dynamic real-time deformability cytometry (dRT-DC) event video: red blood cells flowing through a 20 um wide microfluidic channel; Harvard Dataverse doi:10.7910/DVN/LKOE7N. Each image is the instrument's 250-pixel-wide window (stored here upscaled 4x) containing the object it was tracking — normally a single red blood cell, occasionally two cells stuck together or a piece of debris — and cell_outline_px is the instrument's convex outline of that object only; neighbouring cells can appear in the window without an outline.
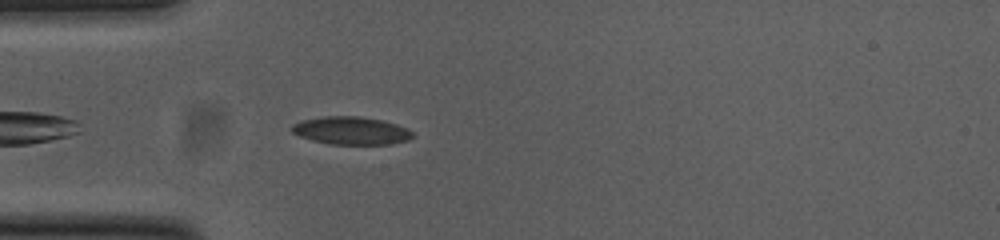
{"species": "common noctule bat (a hibernating species)", "species_latin": "Nyctalus noctula", "temperature_condition": "cold", "stored_images_in_passage": 42, "camera_frame_rate_fps": 3000, "um_per_image_px": 0.085, "animal": {"sex": "female", "body_mass_g": 23.0, "forearm_length_mm": 53.4}, "frame": {"image": 1, "passage_image": 3, "time_ms": 0.667, "image_size_px": [1000, 240], "cell_outline_px": [[416, 136], [408, 140], [392, 144], [332, 144], [312, 140], [300, 136], [292, 132], [292, 124], [300, 120], [324, 116], [360, 116], [380, 120], [396, 124], [408, 128]], "centroid_in_image_um": [29.87, 11.1], "position_along_channel_um": 55.1, "area_um2": 19.65}}
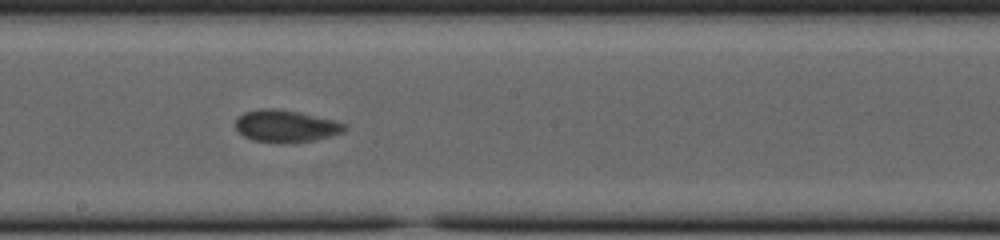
{"frame": {"image": 2, "passage_image": 17, "time_ms": 5.333, "image_size_px": [1000, 240], "cell_outline_px": [[348, 128], [344, 132], [332, 136], [312, 140], [252, 140], [244, 136], [236, 128], [236, 120], [244, 112], [260, 108], [272, 108], [300, 112], [332, 120], [344, 124]], "centroid_in_image_um": [24.3, 10.67], "position_along_channel_um": 223.9, "area_um2": 19.54}}
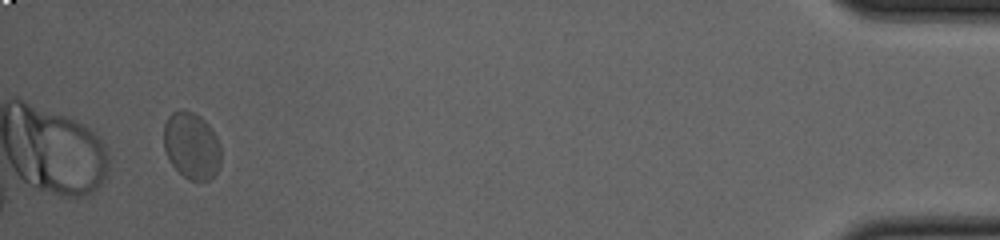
{"frame": {"image": 3, "passage_image": 39, "time_ms": 12.667, "image_size_px": [1000, 240], "cell_outline_px": [[220, 164], [216, 172], [208, 180], [192, 180], [184, 176], [172, 164], [164, 148], [164, 124], [168, 116], [172, 112], [192, 112], [200, 116], [208, 124], [216, 136], [220, 144]], "centroid_in_image_um": [16.29, 12.38], "position_along_channel_um": 418.9, "area_um2": 21.85}}